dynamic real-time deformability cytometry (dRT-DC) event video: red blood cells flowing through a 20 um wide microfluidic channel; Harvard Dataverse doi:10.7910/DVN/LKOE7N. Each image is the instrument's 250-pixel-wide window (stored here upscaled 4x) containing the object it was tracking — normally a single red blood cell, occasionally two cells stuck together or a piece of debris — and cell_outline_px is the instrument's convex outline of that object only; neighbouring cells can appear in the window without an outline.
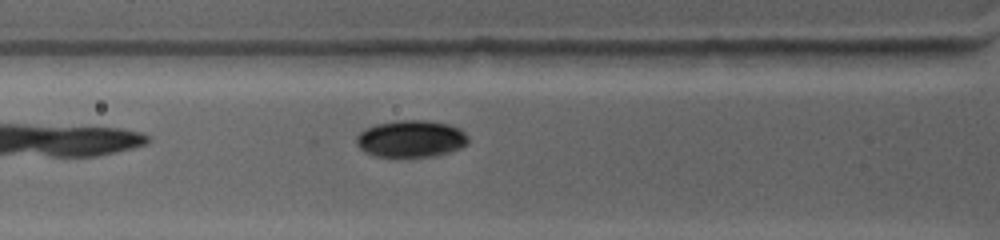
{"species": "common noctule bat (a hibernating species)", "species_latin": "Nyctalus noctula", "temperature_condition": "warm", "stored_images_in_passage": 27, "camera_frame_rate_fps": 4500, "um_per_image_px": 0.085, "animal": {"sex": "female", "body_mass_g": 19.0, "forearm_length_mm": 53.3}, "frame": {"image": 1, "passage_image": 5, "time_ms": 2.222, "image_size_px": [1000, 240], "cell_outline_px": [[468, 144], [460, 148], [448, 152], [432, 156], [376, 156], [360, 148], [356, 144], [356, 136], [360, 132], [376, 124], [400, 120], [424, 120], [448, 124], [460, 128], [468, 136]], "centroid_in_image_um": [34.96, 11.78], "position_along_channel_um": 90.8, "area_um2": 23.81}}
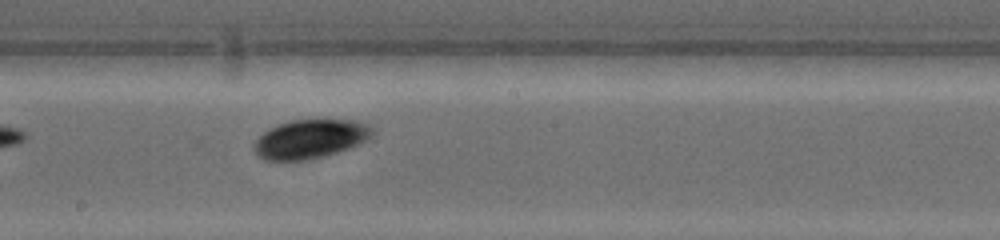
{"frame": {"image": 2, "passage_image": 12, "time_ms": 5.778, "image_size_px": [1000, 240], "cell_outline_px": [[372, 132], [364, 140], [356, 144], [320, 156], [300, 160], [268, 160], [260, 156], [256, 152], [256, 140], [268, 128], [288, 120], [316, 116], [352, 120], [368, 124], [372, 128]], "centroid_in_image_um": [26.34, 11.72], "position_along_channel_um": 221.9, "area_um2": 26.65}}
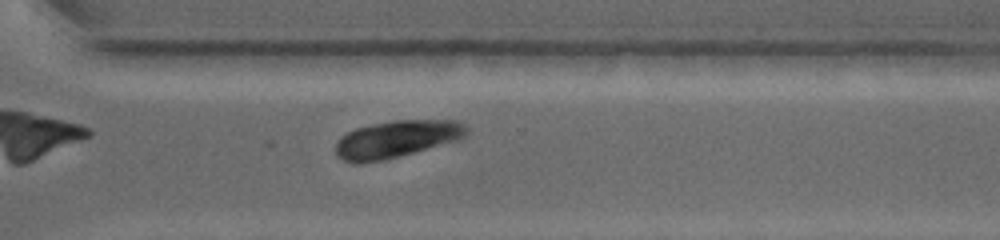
{"frame": {"image": 3, "passage_image": 20, "time_ms": 8.889, "image_size_px": [1000, 240], "cell_outline_px": [[468, 132], [460, 140], [380, 160], [360, 164], [356, 164], [344, 160], [336, 152], [336, 144], [340, 136], [356, 128], [372, 124], [396, 120], [456, 120], [464, 124], [468, 128]], "centroid_in_image_um": [33.72, 11.8], "position_along_channel_um": 336.9, "area_um2": 28.03}}